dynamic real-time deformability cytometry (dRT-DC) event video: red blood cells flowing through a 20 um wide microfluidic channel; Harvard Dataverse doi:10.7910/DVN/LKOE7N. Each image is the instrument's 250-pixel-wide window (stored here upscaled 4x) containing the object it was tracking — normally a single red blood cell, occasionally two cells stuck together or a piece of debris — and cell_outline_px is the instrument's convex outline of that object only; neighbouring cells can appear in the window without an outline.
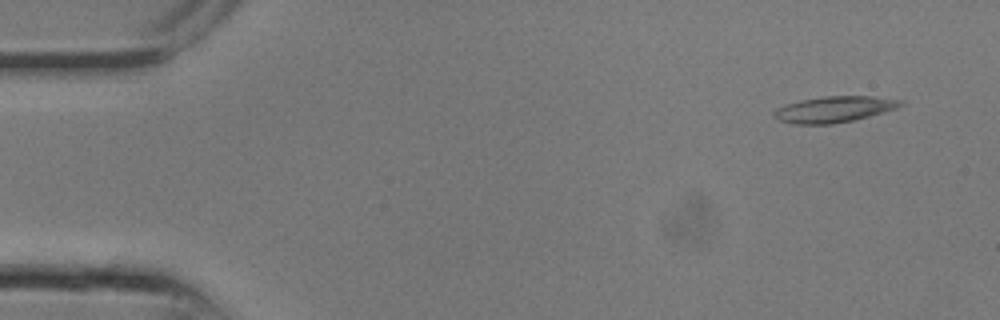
{"species": "common noctule bat (a hibernating species)", "species_latin": "Nyctalus noctula", "temperature_condition": "room temperature", "stored_images_in_passage": 9, "camera_frame_rate_fps": 3000, "um_per_image_px": 0.085, "animal": {"sex": "male", "body_mass_g": 13.3}, "frame": {"image": 1, "passage_image": 2, "time_ms": 0.333, "image_size_px": [1000, 320], "cell_outline_px": [[904, 104], [896, 108], [884, 112], [852, 120], [832, 124], [792, 124], [776, 120], [772, 116], [772, 112], [776, 108], [784, 104], [800, 100], [824, 96], [872, 96], [904, 100]], "centroid_in_image_um": [70.84, 9.29], "position_along_channel_um": 14.2, "area_um2": 19.42}}
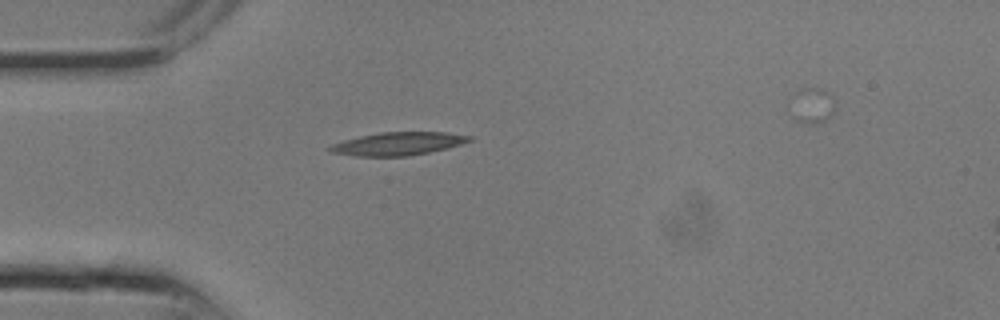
{"frame": {"image": 2, "passage_image": 7, "time_ms": 2.0, "image_size_px": [1000, 320], "cell_outline_px": [[476, 136], [472, 140], [448, 148], [408, 156], [356, 156], [332, 152], [324, 148], [332, 144], [344, 140], [360, 136], [380, 132], [444, 132]], "centroid_in_image_um": [33.84, 12.21], "position_along_channel_um": 51.2, "area_um2": 18.79}}
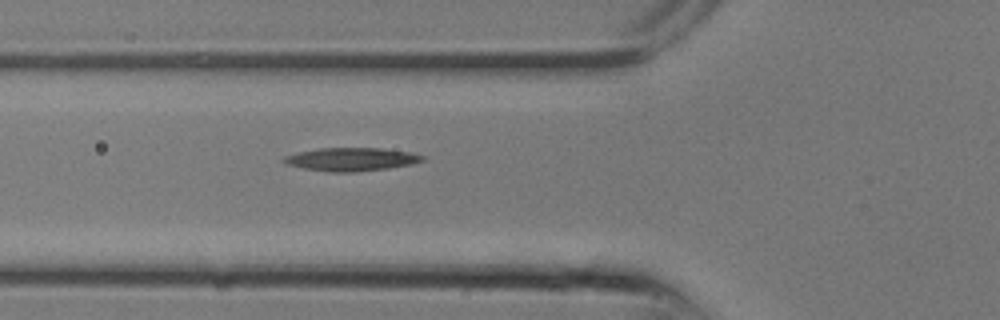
{"frame": {"image": 3, "passage_image": 9, "time_ms": 2.667, "image_size_px": [1000, 320], "cell_outline_px": [[424, 160], [412, 164], [388, 168], [356, 172], [332, 172], [304, 168], [288, 164], [280, 160], [284, 156], [300, 152], [320, 148], [384, 148], [412, 152], [424, 156]], "centroid_in_image_um": [29.89, 13.53], "position_along_channel_um": 95.9, "area_um2": 18.73}}